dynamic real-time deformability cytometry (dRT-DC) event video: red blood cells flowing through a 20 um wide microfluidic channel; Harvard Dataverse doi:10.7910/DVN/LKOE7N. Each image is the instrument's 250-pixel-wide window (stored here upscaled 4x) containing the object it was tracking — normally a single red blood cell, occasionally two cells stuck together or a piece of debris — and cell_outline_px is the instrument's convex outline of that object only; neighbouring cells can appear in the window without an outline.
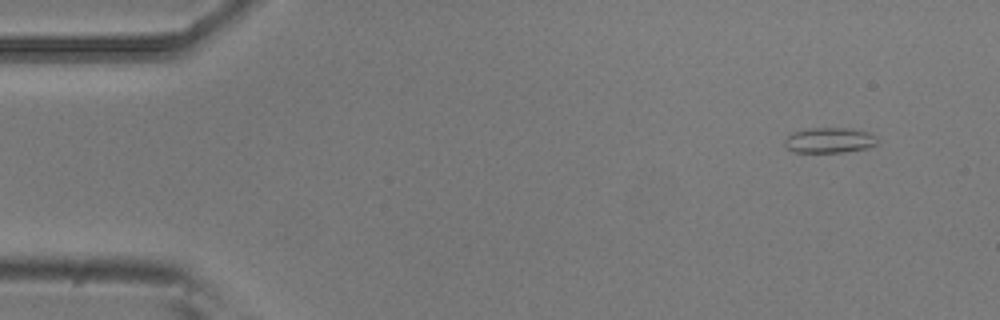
{"species": "common noctule bat (a hibernating species)", "species_latin": "Nyctalus noctula", "temperature_condition": "room temperature", "stored_images_in_passage": 5, "camera_frame_rate_fps": 3000, "um_per_image_px": 0.085, "animal": {"sex": "male", "body_mass_g": 20.5, "forearm_length_mm": 52.5}, "frame": {"image": 1, "passage_image": 1, "time_ms": 0.0, "image_size_px": [1000, 320], "cell_outline_px": [[876, 144], [868, 148], [844, 152], [792, 152], [784, 144], [784, 140], [792, 132], [812, 128], [852, 128], [868, 132], [876, 140]], "centroid_in_image_um": [70.46, 11.92], "position_along_channel_um": 14.5, "area_um2": 13.58}}
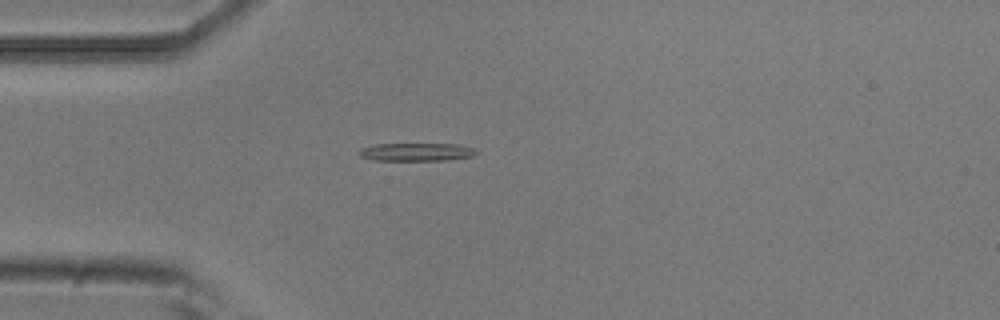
{"frame": {"image": 2, "passage_image": 3, "time_ms": 0.667, "image_size_px": [1000, 320], "cell_outline_px": [[480, 152], [472, 156], [448, 160], [376, 160], [360, 156], [360, 148], [376, 144], [460, 144], [476, 148]], "centroid_in_image_um": [35.48, 12.91], "position_along_channel_um": 49.5, "area_um2": 12.31}}
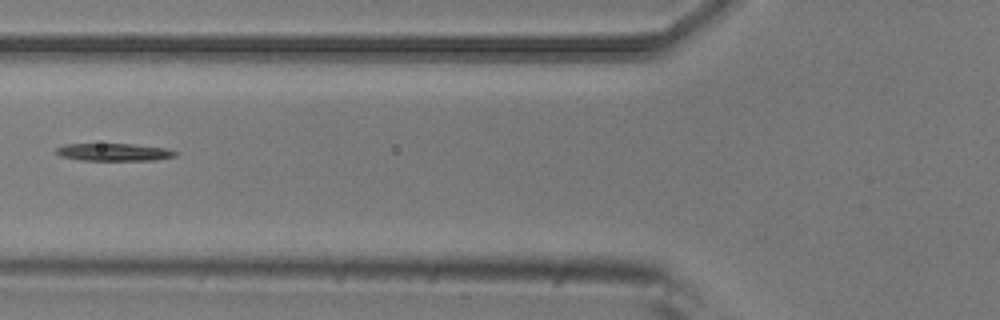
{"frame": {"image": 3, "passage_image": 5, "time_ms": 1.333, "image_size_px": [1000, 320], "cell_outline_px": [[176, 156], [156, 160], [80, 160], [60, 156], [56, 152], [56, 148], [64, 144], [132, 144], [164, 148], [176, 152]], "centroid_in_image_um": [9.65, 12.93], "position_along_channel_um": 116.2, "area_um2": 12.02}}